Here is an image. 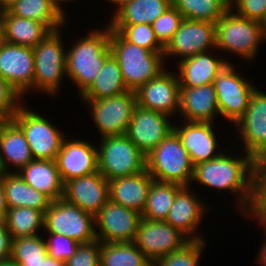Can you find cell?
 Wrapping results in <instances>:
<instances>
[{
	"instance_id": "obj_1",
	"label": "cell",
	"mask_w": 266,
	"mask_h": 266,
	"mask_svg": "<svg viewBox=\"0 0 266 266\" xmlns=\"http://www.w3.org/2000/svg\"><path fill=\"white\" fill-rule=\"evenodd\" d=\"M223 148V152L214 159L194 165L192 184H200L232 194L236 209L241 215L247 210L251 200L252 179L255 175V160L243 150L237 153ZM240 152V153H239ZM232 153V154H231ZM240 154V155H238ZM194 182V183H193ZM206 186V187H205Z\"/></svg>"
},
{
	"instance_id": "obj_2",
	"label": "cell",
	"mask_w": 266,
	"mask_h": 266,
	"mask_svg": "<svg viewBox=\"0 0 266 266\" xmlns=\"http://www.w3.org/2000/svg\"><path fill=\"white\" fill-rule=\"evenodd\" d=\"M87 35L77 38L66 52L67 77L77 86L80 97L95 81L105 60L112 54L110 49V26L88 30Z\"/></svg>"
},
{
	"instance_id": "obj_3",
	"label": "cell",
	"mask_w": 266,
	"mask_h": 266,
	"mask_svg": "<svg viewBox=\"0 0 266 266\" xmlns=\"http://www.w3.org/2000/svg\"><path fill=\"white\" fill-rule=\"evenodd\" d=\"M215 25L216 51L233 54L247 63L256 60L260 44L266 42L263 23L241 17L229 8Z\"/></svg>"
},
{
	"instance_id": "obj_4",
	"label": "cell",
	"mask_w": 266,
	"mask_h": 266,
	"mask_svg": "<svg viewBox=\"0 0 266 266\" xmlns=\"http://www.w3.org/2000/svg\"><path fill=\"white\" fill-rule=\"evenodd\" d=\"M110 49L118 60L127 90L135 92L167 68L163 52H151L131 44L111 28Z\"/></svg>"
},
{
	"instance_id": "obj_5",
	"label": "cell",
	"mask_w": 266,
	"mask_h": 266,
	"mask_svg": "<svg viewBox=\"0 0 266 266\" xmlns=\"http://www.w3.org/2000/svg\"><path fill=\"white\" fill-rule=\"evenodd\" d=\"M63 30L57 29L49 32L35 47L34 54V80L33 91L57 97L61 91L64 78H67L66 52L62 40ZM58 93V94H57Z\"/></svg>"
},
{
	"instance_id": "obj_6",
	"label": "cell",
	"mask_w": 266,
	"mask_h": 266,
	"mask_svg": "<svg viewBox=\"0 0 266 266\" xmlns=\"http://www.w3.org/2000/svg\"><path fill=\"white\" fill-rule=\"evenodd\" d=\"M145 160L146 170L154 180L191 186L194 165L174 131L146 155Z\"/></svg>"
},
{
	"instance_id": "obj_7",
	"label": "cell",
	"mask_w": 266,
	"mask_h": 266,
	"mask_svg": "<svg viewBox=\"0 0 266 266\" xmlns=\"http://www.w3.org/2000/svg\"><path fill=\"white\" fill-rule=\"evenodd\" d=\"M97 158L98 171L108 181L136 175L146 169L145 155L126 135L100 138Z\"/></svg>"
},
{
	"instance_id": "obj_8",
	"label": "cell",
	"mask_w": 266,
	"mask_h": 266,
	"mask_svg": "<svg viewBox=\"0 0 266 266\" xmlns=\"http://www.w3.org/2000/svg\"><path fill=\"white\" fill-rule=\"evenodd\" d=\"M34 110L24 103L13 116V121L24 132L33 159L56 160L66 133L45 114Z\"/></svg>"
},
{
	"instance_id": "obj_9",
	"label": "cell",
	"mask_w": 266,
	"mask_h": 266,
	"mask_svg": "<svg viewBox=\"0 0 266 266\" xmlns=\"http://www.w3.org/2000/svg\"><path fill=\"white\" fill-rule=\"evenodd\" d=\"M234 62L228 63L214 80L220 118L234 125L245 113L256 85L242 72L236 71ZM242 73V74H241ZM255 85V86H254Z\"/></svg>"
},
{
	"instance_id": "obj_10",
	"label": "cell",
	"mask_w": 266,
	"mask_h": 266,
	"mask_svg": "<svg viewBox=\"0 0 266 266\" xmlns=\"http://www.w3.org/2000/svg\"><path fill=\"white\" fill-rule=\"evenodd\" d=\"M87 107L100 137L126 135L133 111L137 106L134 91L101 98L98 100H80Z\"/></svg>"
},
{
	"instance_id": "obj_11",
	"label": "cell",
	"mask_w": 266,
	"mask_h": 266,
	"mask_svg": "<svg viewBox=\"0 0 266 266\" xmlns=\"http://www.w3.org/2000/svg\"><path fill=\"white\" fill-rule=\"evenodd\" d=\"M43 232L65 235L80 244L97 239L94 216L64 198L51 201L45 212Z\"/></svg>"
},
{
	"instance_id": "obj_12",
	"label": "cell",
	"mask_w": 266,
	"mask_h": 266,
	"mask_svg": "<svg viewBox=\"0 0 266 266\" xmlns=\"http://www.w3.org/2000/svg\"><path fill=\"white\" fill-rule=\"evenodd\" d=\"M216 48V25L207 21L184 19L172 39L164 47V58L180 62L198 53ZM175 57V58H174ZM178 58V59H177Z\"/></svg>"
},
{
	"instance_id": "obj_13",
	"label": "cell",
	"mask_w": 266,
	"mask_h": 266,
	"mask_svg": "<svg viewBox=\"0 0 266 266\" xmlns=\"http://www.w3.org/2000/svg\"><path fill=\"white\" fill-rule=\"evenodd\" d=\"M190 239L177 228L160 220L141 218L134 243L139 250L153 263L180 249Z\"/></svg>"
},
{
	"instance_id": "obj_14",
	"label": "cell",
	"mask_w": 266,
	"mask_h": 266,
	"mask_svg": "<svg viewBox=\"0 0 266 266\" xmlns=\"http://www.w3.org/2000/svg\"><path fill=\"white\" fill-rule=\"evenodd\" d=\"M241 150L254 160L266 154V92L256 87L244 115L233 125ZM237 127V128H236Z\"/></svg>"
},
{
	"instance_id": "obj_15",
	"label": "cell",
	"mask_w": 266,
	"mask_h": 266,
	"mask_svg": "<svg viewBox=\"0 0 266 266\" xmlns=\"http://www.w3.org/2000/svg\"><path fill=\"white\" fill-rule=\"evenodd\" d=\"M137 105L143 109L178 117L180 83L177 71L166 68L135 91Z\"/></svg>"
},
{
	"instance_id": "obj_16",
	"label": "cell",
	"mask_w": 266,
	"mask_h": 266,
	"mask_svg": "<svg viewBox=\"0 0 266 266\" xmlns=\"http://www.w3.org/2000/svg\"><path fill=\"white\" fill-rule=\"evenodd\" d=\"M142 216L108 200L94 216L96 238L101 242H134Z\"/></svg>"
},
{
	"instance_id": "obj_17",
	"label": "cell",
	"mask_w": 266,
	"mask_h": 266,
	"mask_svg": "<svg viewBox=\"0 0 266 266\" xmlns=\"http://www.w3.org/2000/svg\"><path fill=\"white\" fill-rule=\"evenodd\" d=\"M172 117L158 111L135 107L126 136L146 156L172 131Z\"/></svg>"
},
{
	"instance_id": "obj_18",
	"label": "cell",
	"mask_w": 266,
	"mask_h": 266,
	"mask_svg": "<svg viewBox=\"0 0 266 266\" xmlns=\"http://www.w3.org/2000/svg\"><path fill=\"white\" fill-rule=\"evenodd\" d=\"M191 189L193 190L192 186H183L177 192L165 222L180 230L190 240H205L206 237L198 228L207 217L210 207L207 201L204 202L203 197Z\"/></svg>"
},
{
	"instance_id": "obj_19",
	"label": "cell",
	"mask_w": 266,
	"mask_h": 266,
	"mask_svg": "<svg viewBox=\"0 0 266 266\" xmlns=\"http://www.w3.org/2000/svg\"><path fill=\"white\" fill-rule=\"evenodd\" d=\"M33 48L3 42L0 44V77L10 83L22 96L33 92Z\"/></svg>"
},
{
	"instance_id": "obj_20",
	"label": "cell",
	"mask_w": 266,
	"mask_h": 266,
	"mask_svg": "<svg viewBox=\"0 0 266 266\" xmlns=\"http://www.w3.org/2000/svg\"><path fill=\"white\" fill-rule=\"evenodd\" d=\"M173 123V131L188 151L193 165L214 159L223 152L221 147L223 145L218 143V133L214 129L216 123L186 120H180L179 126L175 125L177 122Z\"/></svg>"
},
{
	"instance_id": "obj_21",
	"label": "cell",
	"mask_w": 266,
	"mask_h": 266,
	"mask_svg": "<svg viewBox=\"0 0 266 266\" xmlns=\"http://www.w3.org/2000/svg\"><path fill=\"white\" fill-rule=\"evenodd\" d=\"M84 139L66 135L56 157V164L63 183L98 171L97 145Z\"/></svg>"
},
{
	"instance_id": "obj_22",
	"label": "cell",
	"mask_w": 266,
	"mask_h": 266,
	"mask_svg": "<svg viewBox=\"0 0 266 266\" xmlns=\"http://www.w3.org/2000/svg\"><path fill=\"white\" fill-rule=\"evenodd\" d=\"M62 198L95 216L109 200L108 180L99 171L71 179Z\"/></svg>"
},
{
	"instance_id": "obj_23",
	"label": "cell",
	"mask_w": 266,
	"mask_h": 266,
	"mask_svg": "<svg viewBox=\"0 0 266 266\" xmlns=\"http://www.w3.org/2000/svg\"><path fill=\"white\" fill-rule=\"evenodd\" d=\"M215 49L198 53L177 63L180 87H200L214 83L221 70L231 63L225 56L214 53ZM214 51V52H213Z\"/></svg>"
},
{
	"instance_id": "obj_24",
	"label": "cell",
	"mask_w": 266,
	"mask_h": 266,
	"mask_svg": "<svg viewBox=\"0 0 266 266\" xmlns=\"http://www.w3.org/2000/svg\"><path fill=\"white\" fill-rule=\"evenodd\" d=\"M178 116L180 120L215 123L220 114L214 84L180 87Z\"/></svg>"
},
{
	"instance_id": "obj_25",
	"label": "cell",
	"mask_w": 266,
	"mask_h": 266,
	"mask_svg": "<svg viewBox=\"0 0 266 266\" xmlns=\"http://www.w3.org/2000/svg\"><path fill=\"white\" fill-rule=\"evenodd\" d=\"M153 180L146 169L136 175L111 179L109 199L142 214Z\"/></svg>"
},
{
	"instance_id": "obj_26",
	"label": "cell",
	"mask_w": 266,
	"mask_h": 266,
	"mask_svg": "<svg viewBox=\"0 0 266 266\" xmlns=\"http://www.w3.org/2000/svg\"><path fill=\"white\" fill-rule=\"evenodd\" d=\"M17 173L26 183L52 201L63 197L64 183L55 160L33 159Z\"/></svg>"
},
{
	"instance_id": "obj_27",
	"label": "cell",
	"mask_w": 266,
	"mask_h": 266,
	"mask_svg": "<svg viewBox=\"0 0 266 266\" xmlns=\"http://www.w3.org/2000/svg\"><path fill=\"white\" fill-rule=\"evenodd\" d=\"M32 160L33 157L24 132L12 120L3 131L0 140L1 172H18Z\"/></svg>"
},
{
	"instance_id": "obj_28",
	"label": "cell",
	"mask_w": 266,
	"mask_h": 266,
	"mask_svg": "<svg viewBox=\"0 0 266 266\" xmlns=\"http://www.w3.org/2000/svg\"><path fill=\"white\" fill-rule=\"evenodd\" d=\"M7 10L12 15L41 22L51 31L64 29L69 21L54 0H15Z\"/></svg>"
},
{
	"instance_id": "obj_29",
	"label": "cell",
	"mask_w": 266,
	"mask_h": 266,
	"mask_svg": "<svg viewBox=\"0 0 266 266\" xmlns=\"http://www.w3.org/2000/svg\"><path fill=\"white\" fill-rule=\"evenodd\" d=\"M5 198L8 208L29 207L45 214L51 199L31 187L17 172H4Z\"/></svg>"
},
{
	"instance_id": "obj_30",
	"label": "cell",
	"mask_w": 266,
	"mask_h": 266,
	"mask_svg": "<svg viewBox=\"0 0 266 266\" xmlns=\"http://www.w3.org/2000/svg\"><path fill=\"white\" fill-rule=\"evenodd\" d=\"M171 6L172 0H129L110 14L107 24L152 25Z\"/></svg>"
},
{
	"instance_id": "obj_31",
	"label": "cell",
	"mask_w": 266,
	"mask_h": 266,
	"mask_svg": "<svg viewBox=\"0 0 266 266\" xmlns=\"http://www.w3.org/2000/svg\"><path fill=\"white\" fill-rule=\"evenodd\" d=\"M4 41L21 46L35 47L51 30L43 23L3 11Z\"/></svg>"
},
{
	"instance_id": "obj_32",
	"label": "cell",
	"mask_w": 266,
	"mask_h": 266,
	"mask_svg": "<svg viewBox=\"0 0 266 266\" xmlns=\"http://www.w3.org/2000/svg\"><path fill=\"white\" fill-rule=\"evenodd\" d=\"M128 91L122 78L118 60L111 54L91 86L80 96V100H98Z\"/></svg>"
},
{
	"instance_id": "obj_33",
	"label": "cell",
	"mask_w": 266,
	"mask_h": 266,
	"mask_svg": "<svg viewBox=\"0 0 266 266\" xmlns=\"http://www.w3.org/2000/svg\"><path fill=\"white\" fill-rule=\"evenodd\" d=\"M101 266H152L134 242H101Z\"/></svg>"
},
{
	"instance_id": "obj_34",
	"label": "cell",
	"mask_w": 266,
	"mask_h": 266,
	"mask_svg": "<svg viewBox=\"0 0 266 266\" xmlns=\"http://www.w3.org/2000/svg\"><path fill=\"white\" fill-rule=\"evenodd\" d=\"M182 187L183 186L174 183L153 180L147 197L146 206L141 214L142 218L165 221L177 192Z\"/></svg>"
},
{
	"instance_id": "obj_35",
	"label": "cell",
	"mask_w": 266,
	"mask_h": 266,
	"mask_svg": "<svg viewBox=\"0 0 266 266\" xmlns=\"http://www.w3.org/2000/svg\"><path fill=\"white\" fill-rule=\"evenodd\" d=\"M45 214L29 207L8 208L5 222L13 239L34 236L44 231ZM42 229V230H41Z\"/></svg>"
},
{
	"instance_id": "obj_36",
	"label": "cell",
	"mask_w": 266,
	"mask_h": 266,
	"mask_svg": "<svg viewBox=\"0 0 266 266\" xmlns=\"http://www.w3.org/2000/svg\"><path fill=\"white\" fill-rule=\"evenodd\" d=\"M172 5L184 19L214 24L230 8L229 0H172Z\"/></svg>"
},
{
	"instance_id": "obj_37",
	"label": "cell",
	"mask_w": 266,
	"mask_h": 266,
	"mask_svg": "<svg viewBox=\"0 0 266 266\" xmlns=\"http://www.w3.org/2000/svg\"><path fill=\"white\" fill-rule=\"evenodd\" d=\"M47 255L46 240L41 234L19 237L12 241L11 258L20 266H43Z\"/></svg>"
},
{
	"instance_id": "obj_38",
	"label": "cell",
	"mask_w": 266,
	"mask_h": 266,
	"mask_svg": "<svg viewBox=\"0 0 266 266\" xmlns=\"http://www.w3.org/2000/svg\"><path fill=\"white\" fill-rule=\"evenodd\" d=\"M117 31L126 41L138 45L151 52H164V46L158 41L152 25L139 24H108Z\"/></svg>"
},
{
	"instance_id": "obj_39",
	"label": "cell",
	"mask_w": 266,
	"mask_h": 266,
	"mask_svg": "<svg viewBox=\"0 0 266 266\" xmlns=\"http://www.w3.org/2000/svg\"><path fill=\"white\" fill-rule=\"evenodd\" d=\"M207 240H190L183 247L154 261L152 266H199Z\"/></svg>"
},
{
	"instance_id": "obj_40",
	"label": "cell",
	"mask_w": 266,
	"mask_h": 266,
	"mask_svg": "<svg viewBox=\"0 0 266 266\" xmlns=\"http://www.w3.org/2000/svg\"><path fill=\"white\" fill-rule=\"evenodd\" d=\"M183 20L181 13L172 5L152 23L155 35L164 47L172 39Z\"/></svg>"
},
{
	"instance_id": "obj_41",
	"label": "cell",
	"mask_w": 266,
	"mask_h": 266,
	"mask_svg": "<svg viewBox=\"0 0 266 266\" xmlns=\"http://www.w3.org/2000/svg\"><path fill=\"white\" fill-rule=\"evenodd\" d=\"M46 244L48 254L58 260L65 262L71 258L77 250L80 243L65 235L47 233Z\"/></svg>"
},
{
	"instance_id": "obj_42",
	"label": "cell",
	"mask_w": 266,
	"mask_h": 266,
	"mask_svg": "<svg viewBox=\"0 0 266 266\" xmlns=\"http://www.w3.org/2000/svg\"><path fill=\"white\" fill-rule=\"evenodd\" d=\"M101 241L96 239L90 243L78 245L76 253L65 261V266H101Z\"/></svg>"
},
{
	"instance_id": "obj_43",
	"label": "cell",
	"mask_w": 266,
	"mask_h": 266,
	"mask_svg": "<svg viewBox=\"0 0 266 266\" xmlns=\"http://www.w3.org/2000/svg\"><path fill=\"white\" fill-rule=\"evenodd\" d=\"M229 5L237 15L266 24V0H229Z\"/></svg>"
},
{
	"instance_id": "obj_44",
	"label": "cell",
	"mask_w": 266,
	"mask_h": 266,
	"mask_svg": "<svg viewBox=\"0 0 266 266\" xmlns=\"http://www.w3.org/2000/svg\"><path fill=\"white\" fill-rule=\"evenodd\" d=\"M242 218H266V186L254 175L251 200Z\"/></svg>"
},
{
	"instance_id": "obj_45",
	"label": "cell",
	"mask_w": 266,
	"mask_h": 266,
	"mask_svg": "<svg viewBox=\"0 0 266 266\" xmlns=\"http://www.w3.org/2000/svg\"><path fill=\"white\" fill-rule=\"evenodd\" d=\"M23 99L10 83L0 77V113L14 116L24 104Z\"/></svg>"
},
{
	"instance_id": "obj_46",
	"label": "cell",
	"mask_w": 266,
	"mask_h": 266,
	"mask_svg": "<svg viewBox=\"0 0 266 266\" xmlns=\"http://www.w3.org/2000/svg\"><path fill=\"white\" fill-rule=\"evenodd\" d=\"M13 238L9 233L5 220H0V261L11 258Z\"/></svg>"
},
{
	"instance_id": "obj_47",
	"label": "cell",
	"mask_w": 266,
	"mask_h": 266,
	"mask_svg": "<svg viewBox=\"0 0 266 266\" xmlns=\"http://www.w3.org/2000/svg\"><path fill=\"white\" fill-rule=\"evenodd\" d=\"M255 176L266 186V154L255 159Z\"/></svg>"
},
{
	"instance_id": "obj_48",
	"label": "cell",
	"mask_w": 266,
	"mask_h": 266,
	"mask_svg": "<svg viewBox=\"0 0 266 266\" xmlns=\"http://www.w3.org/2000/svg\"><path fill=\"white\" fill-rule=\"evenodd\" d=\"M8 207L5 198L4 172H0V220H5Z\"/></svg>"
},
{
	"instance_id": "obj_49",
	"label": "cell",
	"mask_w": 266,
	"mask_h": 266,
	"mask_svg": "<svg viewBox=\"0 0 266 266\" xmlns=\"http://www.w3.org/2000/svg\"><path fill=\"white\" fill-rule=\"evenodd\" d=\"M260 248L258 249L259 252L257 254V263L261 264L262 266H266V239L264 238L263 243H261Z\"/></svg>"
},
{
	"instance_id": "obj_50",
	"label": "cell",
	"mask_w": 266,
	"mask_h": 266,
	"mask_svg": "<svg viewBox=\"0 0 266 266\" xmlns=\"http://www.w3.org/2000/svg\"><path fill=\"white\" fill-rule=\"evenodd\" d=\"M12 120H13L12 115H5L0 113V140L2 138L3 131Z\"/></svg>"
},
{
	"instance_id": "obj_51",
	"label": "cell",
	"mask_w": 266,
	"mask_h": 266,
	"mask_svg": "<svg viewBox=\"0 0 266 266\" xmlns=\"http://www.w3.org/2000/svg\"><path fill=\"white\" fill-rule=\"evenodd\" d=\"M43 266H65V262L58 260L48 254L43 260Z\"/></svg>"
},
{
	"instance_id": "obj_52",
	"label": "cell",
	"mask_w": 266,
	"mask_h": 266,
	"mask_svg": "<svg viewBox=\"0 0 266 266\" xmlns=\"http://www.w3.org/2000/svg\"><path fill=\"white\" fill-rule=\"evenodd\" d=\"M244 219H254V221H257L258 225H260L263 229L262 234H264V237L266 239V218H244Z\"/></svg>"
},
{
	"instance_id": "obj_53",
	"label": "cell",
	"mask_w": 266,
	"mask_h": 266,
	"mask_svg": "<svg viewBox=\"0 0 266 266\" xmlns=\"http://www.w3.org/2000/svg\"><path fill=\"white\" fill-rule=\"evenodd\" d=\"M107 4L108 2L111 3L112 5H114L113 7L115 8V10H113V13L119 8L121 7L124 3H126L129 0H104Z\"/></svg>"
},
{
	"instance_id": "obj_54",
	"label": "cell",
	"mask_w": 266,
	"mask_h": 266,
	"mask_svg": "<svg viewBox=\"0 0 266 266\" xmlns=\"http://www.w3.org/2000/svg\"><path fill=\"white\" fill-rule=\"evenodd\" d=\"M71 1H75V0H54L55 4L57 5V7L68 17L67 13H65V9L63 8L64 7V3H65V6L67 3H70ZM64 2V3H63ZM63 3V4H62Z\"/></svg>"
},
{
	"instance_id": "obj_55",
	"label": "cell",
	"mask_w": 266,
	"mask_h": 266,
	"mask_svg": "<svg viewBox=\"0 0 266 266\" xmlns=\"http://www.w3.org/2000/svg\"><path fill=\"white\" fill-rule=\"evenodd\" d=\"M0 266H20L16 261L12 258L0 261Z\"/></svg>"
},
{
	"instance_id": "obj_56",
	"label": "cell",
	"mask_w": 266,
	"mask_h": 266,
	"mask_svg": "<svg viewBox=\"0 0 266 266\" xmlns=\"http://www.w3.org/2000/svg\"><path fill=\"white\" fill-rule=\"evenodd\" d=\"M4 42L3 10H0V44Z\"/></svg>"
},
{
	"instance_id": "obj_57",
	"label": "cell",
	"mask_w": 266,
	"mask_h": 266,
	"mask_svg": "<svg viewBox=\"0 0 266 266\" xmlns=\"http://www.w3.org/2000/svg\"><path fill=\"white\" fill-rule=\"evenodd\" d=\"M15 0H3V11L7 9V7L12 4Z\"/></svg>"
},
{
	"instance_id": "obj_58",
	"label": "cell",
	"mask_w": 266,
	"mask_h": 266,
	"mask_svg": "<svg viewBox=\"0 0 266 266\" xmlns=\"http://www.w3.org/2000/svg\"><path fill=\"white\" fill-rule=\"evenodd\" d=\"M0 10H3V0H0Z\"/></svg>"
}]
</instances>
